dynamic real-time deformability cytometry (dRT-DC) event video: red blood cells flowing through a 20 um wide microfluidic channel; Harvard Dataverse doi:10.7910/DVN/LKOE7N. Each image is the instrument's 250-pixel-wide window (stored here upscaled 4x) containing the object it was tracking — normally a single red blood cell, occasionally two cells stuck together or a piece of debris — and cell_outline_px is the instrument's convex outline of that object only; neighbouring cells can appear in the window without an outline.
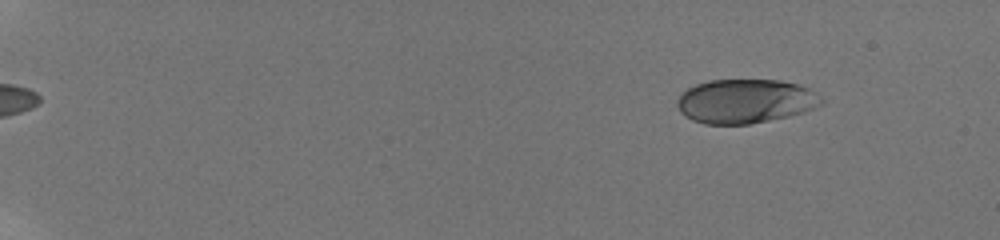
{"species": "human", "species_latin": "Homo sapiens", "temperature_condition": "room temperature", "stored_images_in_passage": 18, "camera_frame_rate_fps": 3000, "um_per_image_px": 0.085, "donor": {"sex": "male"}, "frame": {"image": 1, "passage_image": 4, "time_ms": 2.0, "image_size_px": [1000, 240], "cell_outline_px": [[824, 104], [804, 112], [788, 116], [748, 124], [704, 124], [692, 120], [684, 116], [680, 112], [676, 104], [676, 100], [688, 88], [696, 84], [708, 80], [780, 80], [796, 84], [808, 88], [816, 92], [824, 100]], "centroid_in_image_um": [63.35, 8.6], "position_along_channel_um": 21.6, "area_um2": 37.17}}
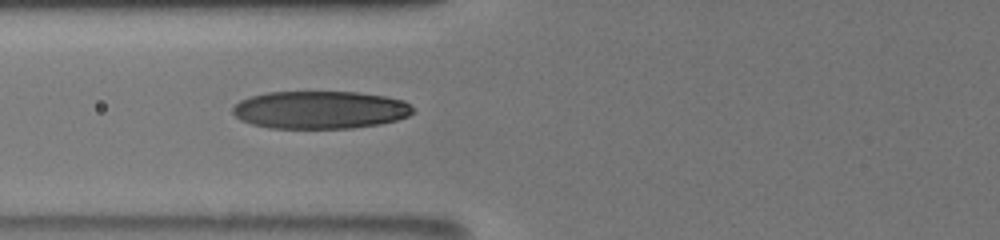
{"frame": {"image": 2, "passage_image": 14, "time_ms": 8.333, "image_size_px": [1000, 240], "cell_outline_px": [[416, 112], [408, 116], [396, 120], [380, 124], [352, 128], [268, 128], [252, 124], [240, 120], [232, 112], [232, 108], [240, 100], [248, 96], [268, 92], [356, 92], [384, 96], [404, 100], [416, 108]], "centroid_in_image_um": [27.22, 9.34], "position_along_channel_um": 98.6, "area_um2": 40.0}}
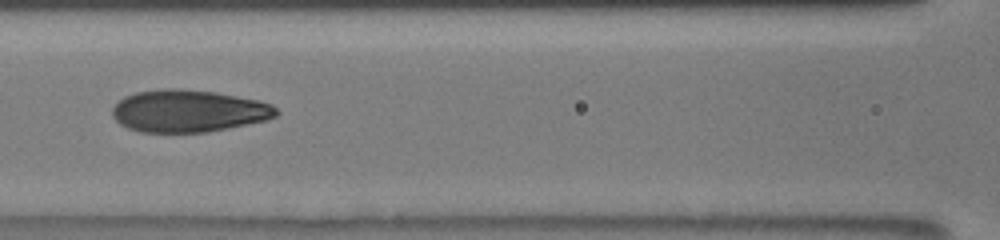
{"frame": {"image": 3, "passage_image": 17, "time_ms": 9.667, "image_size_px": [1000, 240], "cell_outline_px": [[280, 112], [276, 116], [268, 120], [208, 132], [140, 132], [128, 128], [120, 124], [112, 116], [112, 108], [124, 96], [136, 92], [168, 88], [176, 88], [216, 92], [260, 100], [272, 104]], "centroid_in_image_um": [16.05, 9.43], "position_along_channel_um": 150.6, "area_um2": 40.58}}